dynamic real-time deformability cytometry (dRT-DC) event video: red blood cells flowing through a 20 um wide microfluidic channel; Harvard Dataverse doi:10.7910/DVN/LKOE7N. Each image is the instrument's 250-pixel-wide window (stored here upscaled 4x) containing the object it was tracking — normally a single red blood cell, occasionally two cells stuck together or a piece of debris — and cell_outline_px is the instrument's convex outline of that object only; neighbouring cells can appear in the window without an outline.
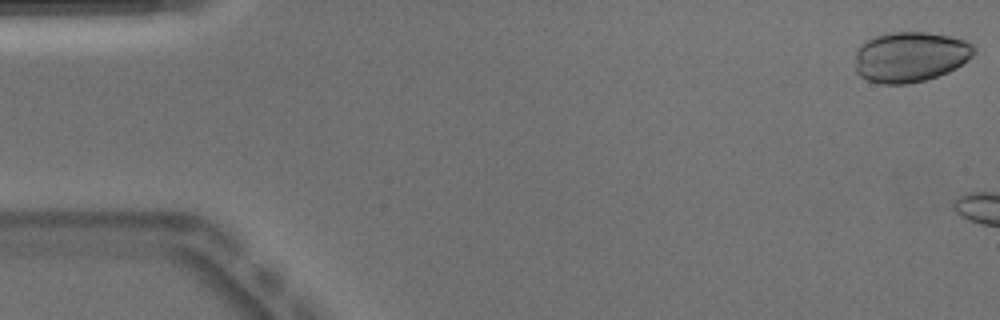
{"species": "Egyptian fruit bat (a non-hibernating species)", "species_latin": "Rousettus aegyptiacus", "temperature_condition": "warm", "stored_images_in_passage": 5, "camera_frame_rate_fps": 3000, "um_per_image_px": 0.085, "animal": {"sex": "male"}, "frame": {"image": 1, "passage_image": 1, "time_ms": 0.0, "image_size_px": [1000, 320], "cell_outline_px": [[976, 52], [968, 60], [956, 68], [948, 72], [924, 80], [908, 84], [880, 84], [868, 80], [860, 76], [856, 72], [856, 52], [860, 44], [876, 36], [892, 32], [928, 32], [948, 36], [964, 40], [972, 44], [976, 48]], "centroid_in_image_um": [77.38, 4.83], "position_along_channel_um": 7.6, "area_um2": 34.91}}